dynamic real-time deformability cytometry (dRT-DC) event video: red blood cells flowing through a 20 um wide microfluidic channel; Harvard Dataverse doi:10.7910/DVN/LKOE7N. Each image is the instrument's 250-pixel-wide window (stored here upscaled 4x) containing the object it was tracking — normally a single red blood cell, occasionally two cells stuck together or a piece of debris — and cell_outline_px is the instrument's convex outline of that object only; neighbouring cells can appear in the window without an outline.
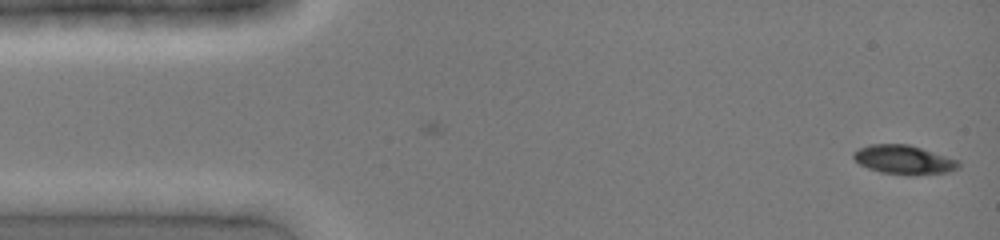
{"species": "common noctule bat (a hibernating species)", "species_latin": "Nyctalus noctula", "temperature_condition": "cold", "stored_images_in_passage": 5, "camera_frame_rate_fps": 3000, "um_per_image_px": 0.085, "animal": {"sex": "female", "body_mass_g": 19.0, "forearm_length_mm": 51.5}, "frame": {"image": 1, "passage_image": 5, "time_ms": 1.333, "image_size_px": [1000, 240], "cell_outline_px": [[960, 168], [948, 172], [912, 176], [908, 176], [880, 172], [868, 168], [860, 164], [852, 156], [852, 152], [868, 144], [908, 144], [960, 160]], "centroid_in_image_um": [76.85, 13.59], "position_along_channel_um": 8.1, "area_um2": 18.03}}